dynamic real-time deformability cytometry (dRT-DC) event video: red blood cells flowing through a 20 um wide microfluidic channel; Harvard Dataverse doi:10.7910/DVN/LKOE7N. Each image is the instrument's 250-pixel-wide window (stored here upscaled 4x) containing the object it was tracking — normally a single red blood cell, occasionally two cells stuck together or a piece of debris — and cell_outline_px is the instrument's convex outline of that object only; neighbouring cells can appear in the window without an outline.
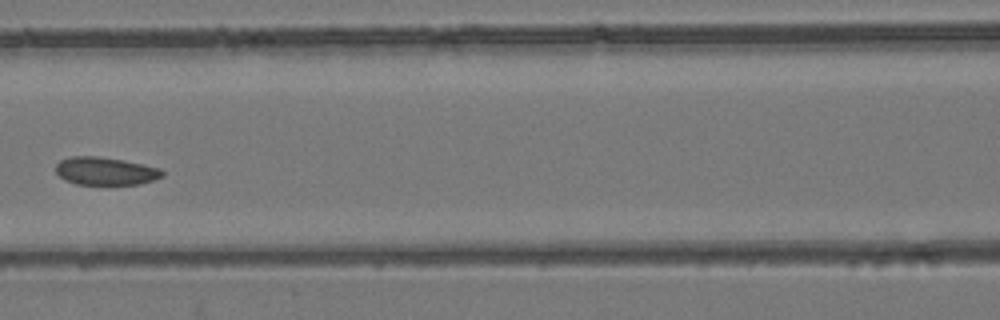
{"species": "common noctule bat (a hibernating species)", "species_latin": "Nyctalus noctula", "temperature_condition": "room temperature", "stored_images_in_passage": 6, "camera_frame_rate_fps": 3000, "um_per_image_px": 0.085, "animal": {"sex": "female", "body_mass_g": 24.6, "forearm_length_mm": 56.2}, "frame": {"image": 1, "passage_image": 6, "time_ms": 1.667, "image_size_px": [1000, 320], "cell_outline_px": [[164, 176], [140, 184], [76, 184], [64, 180], [56, 172], [56, 164], [60, 160], [72, 156], [96, 156], [124, 160], [144, 164], [160, 168], [164, 172]], "centroid_in_image_um": [8.97, 14.53], "position_along_channel_um": 157.6, "area_um2": 17.34}}